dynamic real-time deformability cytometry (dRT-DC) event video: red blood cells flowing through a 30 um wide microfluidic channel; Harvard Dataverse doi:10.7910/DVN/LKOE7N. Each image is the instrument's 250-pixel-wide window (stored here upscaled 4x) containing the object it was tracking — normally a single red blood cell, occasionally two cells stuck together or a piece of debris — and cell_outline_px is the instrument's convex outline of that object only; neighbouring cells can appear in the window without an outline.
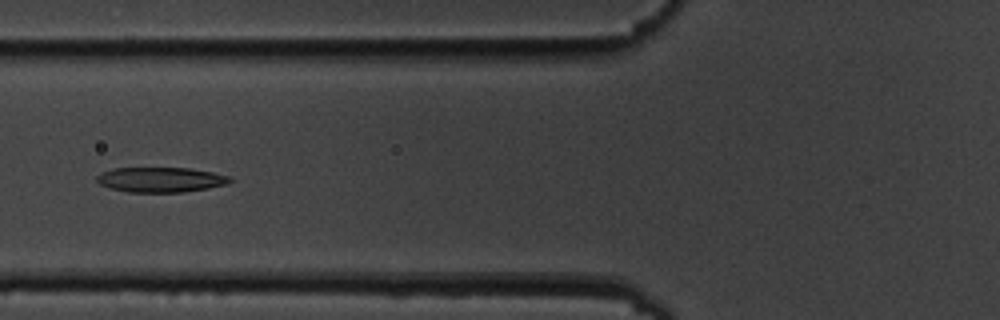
{"species": "common noctule bat (a hibernating species)", "species_latin": "Nyctalus noctula", "temperature_condition": "cold", "stored_images_in_passage": 8, "camera_frame_rate_fps": 3000, "um_per_image_px": 0.085, "animal": {"sex": "male", "body_mass_g": 19.5, "forearm_length_mm": 54.6}, "frame": {"image": 1, "passage_image": 6, "time_ms": 5.667, "image_size_px": [1000, 320], "cell_outline_px": [[232, 180], [224, 184], [208, 188], [184, 192], [128, 192], [108, 188], [100, 184], [96, 180], [96, 176], [100, 172], [112, 168], [188, 168], [212, 172], [232, 176]], "centroid_in_image_um": [13.61, 15.27], "position_along_channel_um": 112.2, "area_um2": 19.48}}
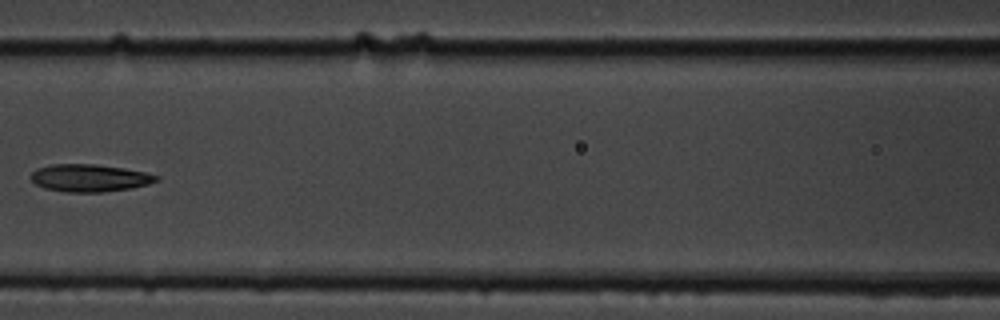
{"frame": {"image": 2, "passage_image": 7, "time_ms": 7.0, "image_size_px": [1000, 320], "cell_outline_px": [[160, 180], [148, 184], [132, 188], [104, 192], [64, 192], [44, 188], [36, 184], [28, 176], [36, 168], [52, 164], [96, 164], [124, 168], [144, 172], [160, 176]], "centroid_in_image_um": [7.6, 15.13], "position_along_channel_um": 159.0, "area_um2": 20.29}}
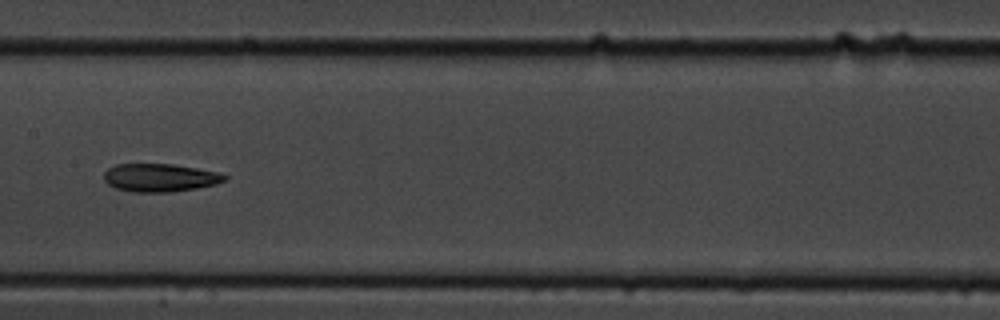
{"frame": {"image": 3, "passage_image": 8, "time_ms": 8.0, "image_size_px": [1000, 320], "cell_outline_px": [[228, 180], [216, 184], [196, 188], [172, 192], [132, 192], [116, 188], [108, 184], [104, 180], [104, 172], [108, 168], [116, 164], [172, 164], [220, 172], [228, 176]], "centroid_in_image_um": [13.62, 15.1], "position_along_channel_um": 193.8, "area_um2": 19.88}}